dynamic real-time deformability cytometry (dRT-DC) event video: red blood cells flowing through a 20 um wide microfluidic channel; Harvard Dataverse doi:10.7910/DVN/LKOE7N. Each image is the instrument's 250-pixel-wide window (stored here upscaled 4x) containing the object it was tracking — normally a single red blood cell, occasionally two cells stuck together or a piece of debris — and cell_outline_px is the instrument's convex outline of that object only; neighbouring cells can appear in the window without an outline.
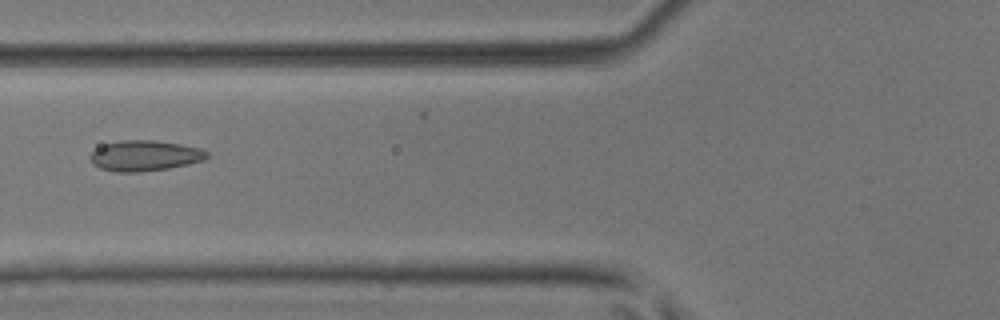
{"species": "common noctule bat (a hibernating species)", "species_latin": "Nyctalus noctula", "temperature_condition": "room temperature", "stored_images_in_passage": 50, "camera_frame_rate_fps": 3000, "um_per_image_px": 0.085, "animal": {"sex": "male", "body_mass_g": 17.9, "forearm_length_mm": 54.2}, "frame": {"image": 1, "passage_image": 20, "time_ms": 6.333, "image_size_px": [1000, 320], "cell_outline_px": [[208, 156], [204, 160], [188, 164], [168, 168], [140, 172], [116, 172], [100, 168], [92, 164], [88, 156], [96, 148], [104, 144], [120, 140], [152, 140], [180, 144], [200, 148], [208, 152]], "centroid_in_image_um": [12.27, 13.23], "position_along_channel_um": 113.5, "area_um2": 20.87}}
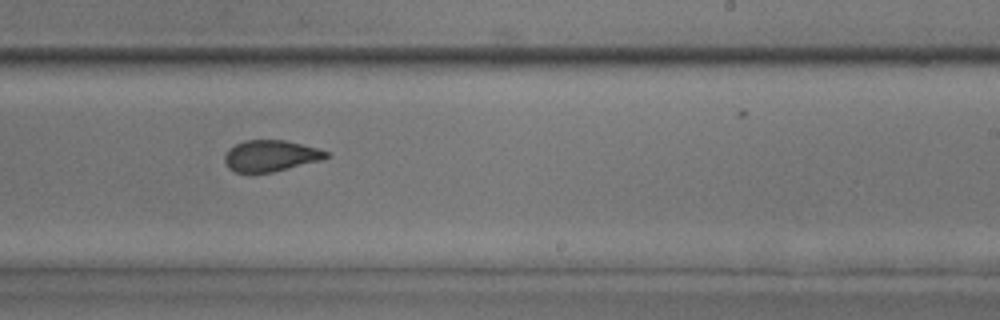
{"frame": {"image": 2, "passage_image": 31, "time_ms": 10.0, "image_size_px": [1000, 320], "cell_outline_px": [[328, 156], [320, 160], [272, 172], [236, 172], [228, 168], [224, 160], [224, 156], [228, 148], [244, 140], [284, 140], [316, 148], [328, 152]], "centroid_in_image_um": [22.94, 13.24], "position_along_channel_um": 266.1, "area_um2": 18.21}}
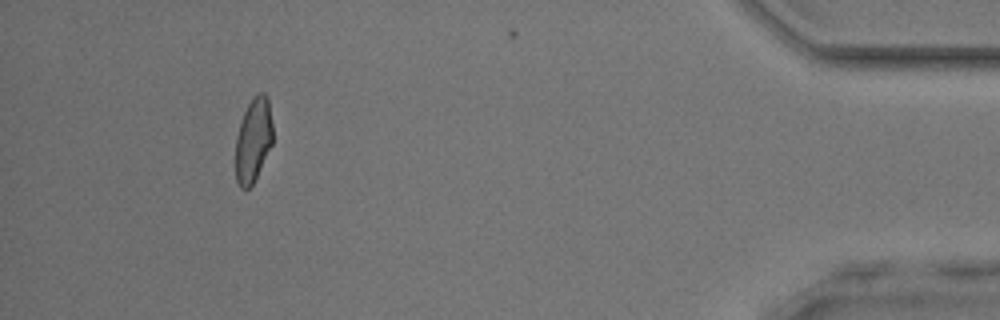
{"frame": {"image": 3, "passage_image": 46, "time_ms": 15.0, "image_size_px": [1000, 320], "cell_outline_px": [[272, 144], [252, 184], [248, 188], [240, 188], [236, 180], [236, 136], [244, 112], [248, 104], [260, 92], [264, 92], [268, 100], [272, 124]], "centroid_in_image_um": [21.52, 11.91], "position_along_channel_um": 413.7, "area_um2": 17.8}, "authors_computed_cell_mechanics": {"area_um2": 19.5942, "velocity_mm_per_s": 4.1781, "shape_relaxation_time_tau1_ms": null, "shape_relaxation_time_tau2_ms": 1.0513, "deformation_change_tau1": null, "deformation_change_tau2": 0.0586}}